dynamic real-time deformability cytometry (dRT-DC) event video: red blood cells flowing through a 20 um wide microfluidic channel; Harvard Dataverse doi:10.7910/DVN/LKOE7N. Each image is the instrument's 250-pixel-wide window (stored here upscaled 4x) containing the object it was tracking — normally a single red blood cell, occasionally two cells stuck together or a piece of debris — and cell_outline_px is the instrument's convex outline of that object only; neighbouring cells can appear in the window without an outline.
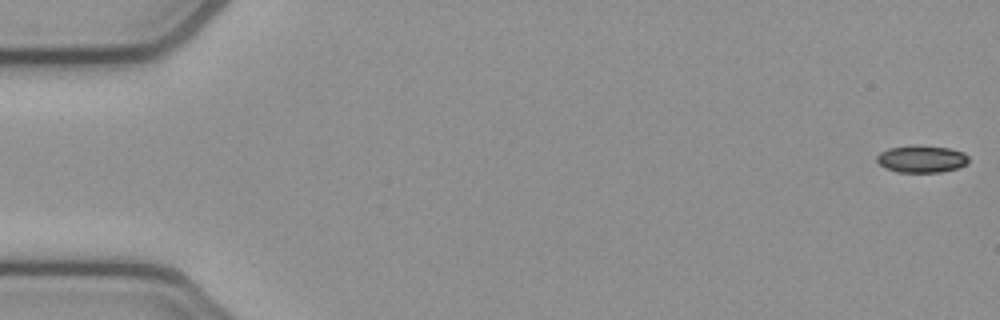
{"species": "common noctule bat (a hibernating species)", "species_latin": "Nyctalus noctula", "temperature_condition": "cold", "stored_images_in_passage": 17, "camera_frame_rate_fps": 3000, "um_per_image_px": 0.085, "animal": {"sex": "female", "body_mass_g": 21.9}, "frame": {"image": 1, "passage_image": 1, "time_ms": 0.0, "image_size_px": [1000, 320], "cell_outline_px": [[968, 164], [956, 168], [940, 172], [896, 172], [884, 168], [876, 160], [876, 156], [880, 152], [888, 148], [948, 148], [964, 152], [968, 156]], "centroid_in_image_um": [78.33, 13.57], "position_along_channel_um": 6.7, "area_um2": 13.87}}